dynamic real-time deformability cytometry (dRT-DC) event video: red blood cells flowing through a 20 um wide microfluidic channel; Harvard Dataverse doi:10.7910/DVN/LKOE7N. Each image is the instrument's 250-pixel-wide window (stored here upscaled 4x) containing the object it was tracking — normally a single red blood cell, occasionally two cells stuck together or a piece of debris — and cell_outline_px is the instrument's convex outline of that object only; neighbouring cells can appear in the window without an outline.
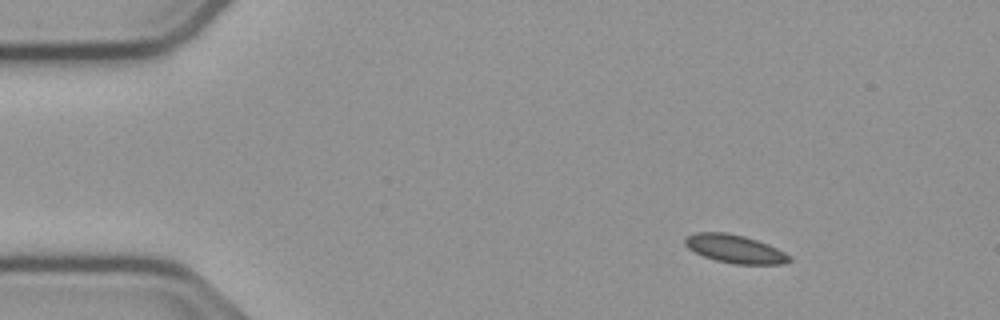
{"species": "common noctule bat (a hibernating species)", "species_latin": "Nyctalus noctula", "temperature_condition": "cold", "stored_images_in_passage": 48, "camera_frame_rate_fps": 3000, "um_per_image_px": 0.085, "animal": {"sex": "male", "body_mass_g": 23.1, "forearm_length_mm": 52.7}, "frame": {"image": 1, "passage_image": 1, "time_ms": 0.0, "image_size_px": [1000, 320], "cell_outline_px": [[792, 260], [784, 264], [732, 264], [716, 260], [704, 256], [688, 248], [684, 244], [684, 236], [696, 232], [724, 232], [744, 236], [768, 244], [792, 256]], "centroid_in_image_um": [62.46, 21.15], "position_along_channel_um": 22.5, "area_um2": 17.22}}
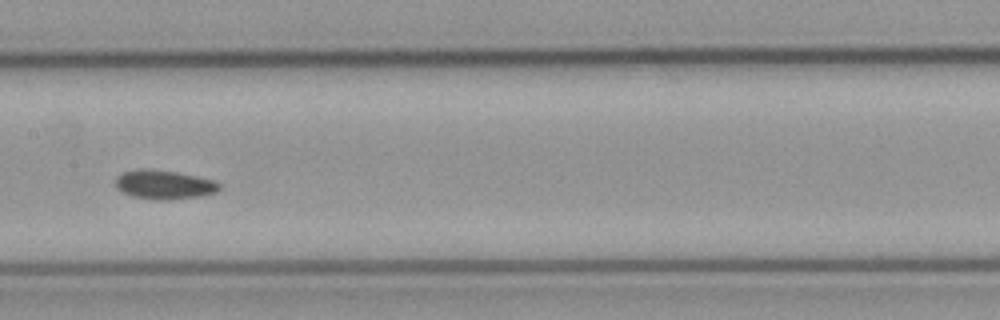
{"frame": {"image": 2, "passage_image": 21, "time_ms": 6.667, "image_size_px": [1000, 320], "cell_outline_px": [[220, 188], [216, 192], [200, 196], [168, 200], [160, 200], [132, 196], [116, 188], [116, 176], [120, 172], [136, 168], [148, 168], [176, 172], [216, 180], [220, 184]], "centroid_in_image_um": [13.93, 15.67], "position_along_channel_um": 193.5, "area_um2": 17.74}}
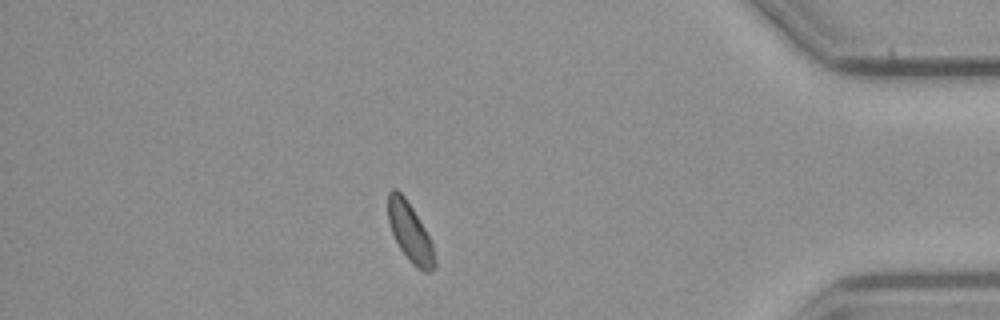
{"frame": {"image": 3, "passage_image": 41, "time_ms": 13.333, "image_size_px": [1000, 320], "cell_outline_px": [[436, 264], [432, 272], [420, 272], [408, 260], [400, 248], [392, 232], [388, 220], [388, 192], [392, 188], [396, 188], [404, 196], [412, 208], [424, 228], [432, 244], [436, 260]], "centroid_in_image_um": [34.86, 19.79], "position_along_channel_um": 400.3, "area_um2": 15.95}, "authors_computed_cell_mechanics": {"area_um2": 16.9065, "velocity_mm_per_s": 3.7441, "shape_relaxation_time_tau1_ms": null, "shape_relaxation_time_tau2_ms": 7.3814, "deformation_change_tau1": null, "deformation_change_tau2": 0.0959}}